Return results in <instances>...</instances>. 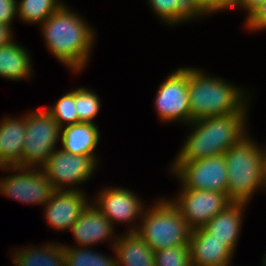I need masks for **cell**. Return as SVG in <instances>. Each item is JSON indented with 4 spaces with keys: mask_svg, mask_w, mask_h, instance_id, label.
Masks as SVG:
<instances>
[{
    "mask_svg": "<svg viewBox=\"0 0 266 266\" xmlns=\"http://www.w3.org/2000/svg\"><path fill=\"white\" fill-rule=\"evenodd\" d=\"M46 110L61 127L78 123L74 91L63 95L53 107L50 109L47 108Z\"/></svg>",
    "mask_w": 266,
    "mask_h": 266,
    "instance_id": "obj_26",
    "label": "cell"
},
{
    "mask_svg": "<svg viewBox=\"0 0 266 266\" xmlns=\"http://www.w3.org/2000/svg\"><path fill=\"white\" fill-rule=\"evenodd\" d=\"M173 172L183 182V189L226 193L228 174L224 155L182 161Z\"/></svg>",
    "mask_w": 266,
    "mask_h": 266,
    "instance_id": "obj_8",
    "label": "cell"
},
{
    "mask_svg": "<svg viewBox=\"0 0 266 266\" xmlns=\"http://www.w3.org/2000/svg\"><path fill=\"white\" fill-rule=\"evenodd\" d=\"M190 7L200 16L209 13V0H186Z\"/></svg>",
    "mask_w": 266,
    "mask_h": 266,
    "instance_id": "obj_31",
    "label": "cell"
},
{
    "mask_svg": "<svg viewBox=\"0 0 266 266\" xmlns=\"http://www.w3.org/2000/svg\"><path fill=\"white\" fill-rule=\"evenodd\" d=\"M16 0H0V24L9 26L14 16H17Z\"/></svg>",
    "mask_w": 266,
    "mask_h": 266,
    "instance_id": "obj_29",
    "label": "cell"
},
{
    "mask_svg": "<svg viewBox=\"0 0 266 266\" xmlns=\"http://www.w3.org/2000/svg\"><path fill=\"white\" fill-rule=\"evenodd\" d=\"M246 23L251 30L266 29V1L247 17Z\"/></svg>",
    "mask_w": 266,
    "mask_h": 266,
    "instance_id": "obj_28",
    "label": "cell"
},
{
    "mask_svg": "<svg viewBox=\"0 0 266 266\" xmlns=\"http://www.w3.org/2000/svg\"><path fill=\"white\" fill-rule=\"evenodd\" d=\"M61 5L62 2L57 0H20L17 2V15L26 23L42 24Z\"/></svg>",
    "mask_w": 266,
    "mask_h": 266,
    "instance_id": "obj_23",
    "label": "cell"
},
{
    "mask_svg": "<svg viewBox=\"0 0 266 266\" xmlns=\"http://www.w3.org/2000/svg\"><path fill=\"white\" fill-rule=\"evenodd\" d=\"M26 115L21 119L5 117L0 124V167L17 166L22 161Z\"/></svg>",
    "mask_w": 266,
    "mask_h": 266,
    "instance_id": "obj_17",
    "label": "cell"
},
{
    "mask_svg": "<svg viewBox=\"0 0 266 266\" xmlns=\"http://www.w3.org/2000/svg\"><path fill=\"white\" fill-rule=\"evenodd\" d=\"M232 201L226 193L183 189L174 205L191 230L202 228Z\"/></svg>",
    "mask_w": 266,
    "mask_h": 266,
    "instance_id": "obj_10",
    "label": "cell"
},
{
    "mask_svg": "<svg viewBox=\"0 0 266 266\" xmlns=\"http://www.w3.org/2000/svg\"><path fill=\"white\" fill-rule=\"evenodd\" d=\"M96 164L95 156L70 154L60 149L54 150L50 154L42 166V171L53 183L55 190H65L64 185L81 184L88 180L92 176Z\"/></svg>",
    "mask_w": 266,
    "mask_h": 266,
    "instance_id": "obj_9",
    "label": "cell"
},
{
    "mask_svg": "<svg viewBox=\"0 0 266 266\" xmlns=\"http://www.w3.org/2000/svg\"><path fill=\"white\" fill-rule=\"evenodd\" d=\"M154 12L168 24L187 21L199 15L186 0H148Z\"/></svg>",
    "mask_w": 266,
    "mask_h": 266,
    "instance_id": "obj_22",
    "label": "cell"
},
{
    "mask_svg": "<svg viewBox=\"0 0 266 266\" xmlns=\"http://www.w3.org/2000/svg\"><path fill=\"white\" fill-rule=\"evenodd\" d=\"M266 0H239L238 6L243 7L248 11V17L260 7Z\"/></svg>",
    "mask_w": 266,
    "mask_h": 266,
    "instance_id": "obj_32",
    "label": "cell"
},
{
    "mask_svg": "<svg viewBox=\"0 0 266 266\" xmlns=\"http://www.w3.org/2000/svg\"><path fill=\"white\" fill-rule=\"evenodd\" d=\"M70 230L79 245L87 247L106 240L107 237L111 238L114 228L111 221L95 205H88Z\"/></svg>",
    "mask_w": 266,
    "mask_h": 266,
    "instance_id": "obj_15",
    "label": "cell"
},
{
    "mask_svg": "<svg viewBox=\"0 0 266 266\" xmlns=\"http://www.w3.org/2000/svg\"><path fill=\"white\" fill-rule=\"evenodd\" d=\"M141 216L142 225L129 232H136L152 249L158 251L168 247L189 245L191 229L173 201L160 200Z\"/></svg>",
    "mask_w": 266,
    "mask_h": 266,
    "instance_id": "obj_5",
    "label": "cell"
},
{
    "mask_svg": "<svg viewBox=\"0 0 266 266\" xmlns=\"http://www.w3.org/2000/svg\"><path fill=\"white\" fill-rule=\"evenodd\" d=\"M155 266H190L189 245H179L155 251Z\"/></svg>",
    "mask_w": 266,
    "mask_h": 266,
    "instance_id": "obj_27",
    "label": "cell"
},
{
    "mask_svg": "<svg viewBox=\"0 0 266 266\" xmlns=\"http://www.w3.org/2000/svg\"><path fill=\"white\" fill-rule=\"evenodd\" d=\"M190 263L194 266H231L233 253L203 228L191 230Z\"/></svg>",
    "mask_w": 266,
    "mask_h": 266,
    "instance_id": "obj_14",
    "label": "cell"
},
{
    "mask_svg": "<svg viewBox=\"0 0 266 266\" xmlns=\"http://www.w3.org/2000/svg\"><path fill=\"white\" fill-rule=\"evenodd\" d=\"M115 240L112 246L117 266H155V252L136 232H127Z\"/></svg>",
    "mask_w": 266,
    "mask_h": 266,
    "instance_id": "obj_18",
    "label": "cell"
},
{
    "mask_svg": "<svg viewBox=\"0 0 266 266\" xmlns=\"http://www.w3.org/2000/svg\"><path fill=\"white\" fill-rule=\"evenodd\" d=\"M263 266H266V255L263 258Z\"/></svg>",
    "mask_w": 266,
    "mask_h": 266,
    "instance_id": "obj_35",
    "label": "cell"
},
{
    "mask_svg": "<svg viewBox=\"0 0 266 266\" xmlns=\"http://www.w3.org/2000/svg\"><path fill=\"white\" fill-rule=\"evenodd\" d=\"M70 188V189H69ZM86 196L72 187L56 190L50 201L45 204V219L58 230H70L74 222L88 207Z\"/></svg>",
    "mask_w": 266,
    "mask_h": 266,
    "instance_id": "obj_12",
    "label": "cell"
},
{
    "mask_svg": "<svg viewBox=\"0 0 266 266\" xmlns=\"http://www.w3.org/2000/svg\"><path fill=\"white\" fill-rule=\"evenodd\" d=\"M61 131L62 127L46 108L28 113L22 161L17 166L30 168H35L34 164L43 166L55 150Z\"/></svg>",
    "mask_w": 266,
    "mask_h": 266,
    "instance_id": "obj_6",
    "label": "cell"
},
{
    "mask_svg": "<svg viewBox=\"0 0 266 266\" xmlns=\"http://www.w3.org/2000/svg\"><path fill=\"white\" fill-rule=\"evenodd\" d=\"M188 94L190 122L247 111L243 91L222 79L204 75L196 68L188 67Z\"/></svg>",
    "mask_w": 266,
    "mask_h": 266,
    "instance_id": "obj_3",
    "label": "cell"
},
{
    "mask_svg": "<svg viewBox=\"0 0 266 266\" xmlns=\"http://www.w3.org/2000/svg\"><path fill=\"white\" fill-rule=\"evenodd\" d=\"M239 0H209V13L237 7Z\"/></svg>",
    "mask_w": 266,
    "mask_h": 266,
    "instance_id": "obj_30",
    "label": "cell"
},
{
    "mask_svg": "<svg viewBox=\"0 0 266 266\" xmlns=\"http://www.w3.org/2000/svg\"><path fill=\"white\" fill-rule=\"evenodd\" d=\"M65 266H117L115 260L106 255L89 251L87 248L64 246Z\"/></svg>",
    "mask_w": 266,
    "mask_h": 266,
    "instance_id": "obj_24",
    "label": "cell"
},
{
    "mask_svg": "<svg viewBox=\"0 0 266 266\" xmlns=\"http://www.w3.org/2000/svg\"><path fill=\"white\" fill-rule=\"evenodd\" d=\"M83 18L62 4L41 25L50 52L73 71L85 67L94 32Z\"/></svg>",
    "mask_w": 266,
    "mask_h": 266,
    "instance_id": "obj_1",
    "label": "cell"
},
{
    "mask_svg": "<svg viewBox=\"0 0 266 266\" xmlns=\"http://www.w3.org/2000/svg\"><path fill=\"white\" fill-rule=\"evenodd\" d=\"M74 100L76 104V113L78 115V123H93V119L100 109L98 96L83 87L74 90Z\"/></svg>",
    "mask_w": 266,
    "mask_h": 266,
    "instance_id": "obj_25",
    "label": "cell"
},
{
    "mask_svg": "<svg viewBox=\"0 0 266 266\" xmlns=\"http://www.w3.org/2000/svg\"><path fill=\"white\" fill-rule=\"evenodd\" d=\"M22 46L17 45L14 40L0 47V76L20 80L31 74L29 55Z\"/></svg>",
    "mask_w": 266,
    "mask_h": 266,
    "instance_id": "obj_20",
    "label": "cell"
},
{
    "mask_svg": "<svg viewBox=\"0 0 266 266\" xmlns=\"http://www.w3.org/2000/svg\"><path fill=\"white\" fill-rule=\"evenodd\" d=\"M62 150L82 156H95L94 150L98 144L100 133L94 123L80 122L62 127Z\"/></svg>",
    "mask_w": 266,
    "mask_h": 266,
    "instance_id": "obj_19",
    "label": "cell"
},
{
    "mask_svg": "<svg viewBox=\"0 0 266 266\" xmlns=\"http://www.w3.org/2000/svg\"><path fill=\"white\" fill-rule=\"evenodd\" d=\"M246 202H231L202 228L233 253L242 224V211Z\"/></svg>",
    "mask_w": 266,
    "mask_h": 266,
    "instance_id": "obj_16",
    "label": "cell"
},
{
    "mask_svg": "<svg viewBox=\"0 0 266 266\" xmlns=\"http://www.w3.org/2000/svg\"><path fill=\"white\" fill-rule=\"evenodd\" d=\"M261 161H262L263 185L264 187H266V150H261Z\"/></svg>",
    "mask_w": 266,
    "mask_h": 266,
    "instance_id": "obj_34",
    "label": "cell"
},
{
    "mask_svg": "<svg viewBox=\"0 0 266 266\" xmlns=\"http://www.w3.org/2000/svg\"><path fill=\"white\" fill-rule=\"evenodd\" d=\"M247 136L223 154L228 174L226 195L233 202L248 203L255 190L263 187L261 149Z\"/></svg>",
    "mask_w": 266,
    "mask_h": 266,
    "instance_id": "obj_4",
    "label": "cell"
},
{
    "mask_svg": "<svg viewBox=\"0 0 266 266\" xmlns=\"http://www.w3.org/2000/svg\"><path fill=\"white\" fill-rule=\"evenodd\" d=\"M1 169H11L15 173L16 170L20 171L18 174L2 178L0 182V193L20 202L45 205L56 191L42 168L39 171L36 168L33 170V168L18 166L1 167Z\"/></svg>",
    "mask_w": 266,
    "mask_h": 266,
    "instance_id": "obj_7",
    "label": "cell"
},
{
    "mask_svg": "<svg viewBox=\"0 0 266 266\" xmlns=\"http://www.w3.org/2000/svg\"><path fill=\"white\" fill-rule=\"evenodd\" d=\"M155 105L162 120L190 123L188 68H178L167 76L157 91Z\"/></svg>",
    "mask_w": 266,
    "mask_h": 266,
    "instance_id": "obj_11",
    "label": "cell"
},
{
    "mask_svg": "<svg viewBox=\"0 0 266 266\" xmlns=\"http://www.w3.org/2000/svg\"><path fill=\"white\" fill-rule=\"evenodd\" d=\"M56 245L48 243L40 250L23 249L15 252L13 261L16 266H65L64 245Z\"/></svg>",
    "mask_w": 266,
    "mask_h": 266,
    "instance_id": "obj_21",
    "label": "cell"
},
{
    "mask_svg": "<svg viewBox=\"0 0 266 266\" xmlns=\"http://www.w3.org/2000/svg\"><path fill=\"white\" fill-rule=\"evenodd\" d=\"M98 195L100 196H97L96 207L111 221L112 225L113 221L129 223L144 212L141 201L128 189L107 188Z\"/></svg>",
    "mask_w": 266,
    "mask_h": 266,
    "instance_id": "obj_13",
    "label": "cell"
},
{
    "mask_svg": "<svg viewBox=\"0 0 266 266\" xmlns=\"http://www.w3.org/2000/svg\"><path fill=\"white\" fill-rule=\"evenodd\" d=\"M11 27L0 24V47L9 44L12 39Z\"/></svg>",
    "mask_w": 266,
    "mask_h": 266,
    "instance_id": "obj_33",
    "label": "cell"
},
{
    "mask_svg": "<svg viewBox=\"0 0 266 266\" xmlns=\"http://www.w3.org/2000/svg\"><path fill=\"white\" fill-rule=\"evenodd\" d=\"M245 116V113H234L191 121L194 130L178 153L172 171L182 161H196L223 155L245 135Z\"/></svg>",
    "mask_w": 266,
    "mask_h": 266,
    "instance_id": "obj_2",
    "label": "cell"
}]
</instances>
